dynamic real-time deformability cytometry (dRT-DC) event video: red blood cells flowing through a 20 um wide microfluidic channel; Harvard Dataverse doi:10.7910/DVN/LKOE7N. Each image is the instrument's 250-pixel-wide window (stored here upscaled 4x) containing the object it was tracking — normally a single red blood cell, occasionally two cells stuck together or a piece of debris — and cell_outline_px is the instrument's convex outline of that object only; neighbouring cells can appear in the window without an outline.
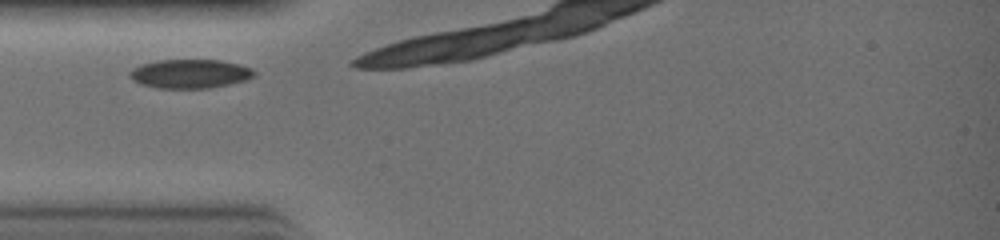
{"species": "common noctule bat (a hibernating species)", "species_latin": "Nyctalus noctula", "temperature_condition": "warm", "stored_images_in_passage": 3, "camera_frame_rate_fps": 3000, "um_per_image_px": 0.085, "animal": {"sex": "female", "body_mass_g": 19.0, "forearm_length_mm": 51.5}, "frame": {"image": 1, "passage_image": 1, "time_ms": 0.0, "image_size_px": [1000, 240], "cell_outline_px": [[256, 76], [248, 80], [208, 88], [156, 88], [140, 84], [132, 80], [128, 76], [128, 72], [132, 68], [140, 64], [156, 60], [220, 60], [240, 64], [252, 68], [256, 72]], "centroid_in_image_um": [16.14, 6.26], "position_along_channel_um": 68.9, "area_um2": 21.33}}